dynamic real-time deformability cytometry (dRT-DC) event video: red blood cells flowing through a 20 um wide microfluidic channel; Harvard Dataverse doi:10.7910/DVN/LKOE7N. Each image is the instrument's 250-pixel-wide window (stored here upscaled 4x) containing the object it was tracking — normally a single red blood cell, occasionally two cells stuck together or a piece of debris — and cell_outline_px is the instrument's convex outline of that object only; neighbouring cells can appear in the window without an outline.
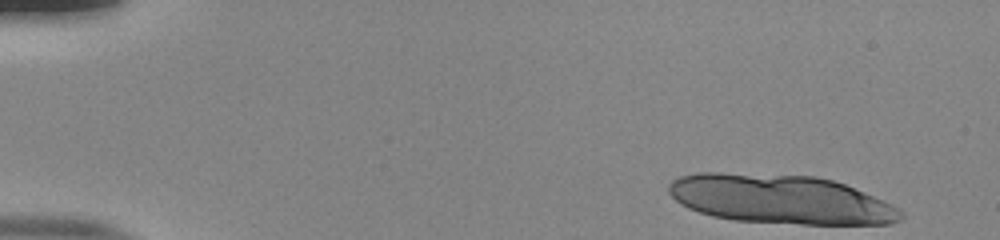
{"species": "human", "species_latin": "Homo sapiens", "temperature_condition": "room temperature", "stored_images_in_passage": 14, "camera_frame_rate_fps": 3000, "um_per_image_px": 0.085, "donor": {"sex": "male"}, "frame": {"image": 1, "passage_image": 1, "time_ms": 0.0, "image_size_px": [1000, 240], "cell_outline_px": [[904, 216], [900, 220], [892, 224], [800, 224], [736, 220], [712, 216], [688, 208], [680, 204], [668, 192], [668, 184], [672, 180], [680, 176], [696, 172], [720, 172], [816, 176], [832, 180], [844, 184], [884, 200], [900, 208], [904, 212]], "centroid_in_image_um": [66.35, 16.93], "position_along_channel_um": 18.6, "area_um2": 66.64}}
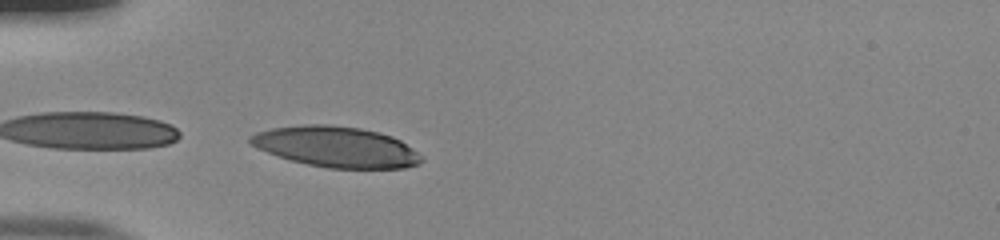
{"frame": {"image": 2, "passage_image": 14, "time_ms": 4.333, "image_size_px": [1000, 240], "cell_outline_px": [[424, 160], [420, 164], [404, 168], [328, 168], [308, 164], [276, 156], [256, 148], [248, 140], [248, 136], [256, 132], [272, 128], [304, 124], [328, 124], [360, 128], [380, 132], [392, 136], [400, 140], [416, 152]], "centroid_in_image_um": [28.55, 12.47], "position_along_channel_um": 56.5, "area_um2": 40.58}}